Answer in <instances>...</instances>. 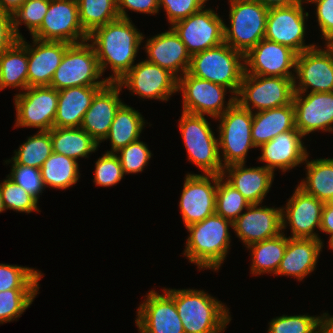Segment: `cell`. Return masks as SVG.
I'll use <instances>...</instances> for the list:
<instances>
[{"label":"cell","instance_id":"obj_32","mask_svg":"<svg viewBox=\"0 0 333 333\" xmlns=\"http://www.w3.org/2000/svg\"><path fill=\"white\" fill-rule=\"evenodd\" d=\"M145 120L138 110L123 103L116 111L114 120L110 126L105 140L110 139L111 150L108 153H116L128 144L140 139L144 129Z\"/></svg>","mask_w":333,"mask_h":333},{"label":"cell","instance_id":"obj_58","mask_svg":"<svg viewBox=\"0 0 333 333\" xmlns=\"http://www.w3.org/2000/svg\"><path fill=\"white\" fill-rule=\"evenodd\" d=\"M329 247V249L333 250V243Z\"/></svg>","mask_w":333,"mask_h":333},{"label":"cell","instance_id":"obj_9","mask_svg":"<svg viewBox=\"0 0 333 333\" xmlns=\"http://www.w3.org/2000/svg\"><path fill=\"white\" fill-rule=\"evenodd\" d=\"M294 93V77L244 73L236 101L254 113L291 104Z\"/></svg>","mask_w":333,"mask_h":333},{"label":"cell","instance_id":"obj_48","mask_svg":"<svg viewBox=\"0 0 333 333\" xmlns=\"http://www.w3.org/2000/svg\"><path fill=\"white\" fill-rule=\"evenodd\" d=\"M208 0H159V8L166 12L169 25L185 19L206 7Z\"/></svg>","mask_w":333,"mask_h":333},{"label":"cell","instance_id":"obj_51","mask_svg":"<svg viewBox=\"0 0 333 333\" xmlns=\"http://www.w3.org/2000/svg\"><path fill=\"white\" fill-rule=\"evenodd\" d=\"M18 38L13 31L12 14L0 11V54L10 48Z\"/></svg>","mask_w":333,"mask_h":333},{"label":"cell","instance_id":"obj_21","mask_svg":"<svg viewBox=\"0 0 333 333\" xmlns=\"http://www.w3.org/2000/svg\"><path fill=\"white\" fill-rule=\"evenodd\" d=\"M295 128L306 135L333 132V92L294 93Z\"/></svg>","mask_w":333,"mask_h":333},{"label":"cell","instance_id":"obj_16","mask_svg":"<svg viewBox=\"0 0 333 333\" xmlns=\"http://www.w3.org/2000/svg\"><path fill=\"white\" fill-rule=\"evenodd\" d=\"M300 4L270 8L268 10L265 39L285 45L297 54L315 47V44L306 45L305 20L308 12H304Z\"/></svg>","mask_w":333,"mask_h":333},{"label":"cell","instance_id":"obj_10","mask_svg":"<svg viewBox=\"0 0 333 333\" xmlns=\"http://www.w3.org/2000/svg\"><path fill=\"white\" fill-rule=\"evenodd\" d=\"M227 90L222 85L192 76L188 72L178 78L177 91L182 92L183 98L182 112L189 114L209 115L217 119L236 101L235 96H230L226 103Z\"/></svg>","mask_w":333,"mask_h":333},{"label":"cell","instance_id":"obj_57","mask_svg":"<svg viewBox=\"0 0 333 333\" xmlns=\"http://www.w3.org/2000/svg\"><path fill=\"white\" fill-rule=\"evenodd\" d=\"M6 211L4 206H3V201H2V197H1V192H0V213Z\"/></svg>","mask_w":333,"mask_h":333},{"label":"cell","instance_id":"obj_52","mask_svg":"<svg viewBox=\"0 0 333 333\" xmlns=\"http://www.w3.org/2000/svg\"><path fill=\"white\" fill-rule=\"evenodd\" d=\"M320 231L330 235L328 246L333 243V202L324 203Z\"/></svg>","mask_w":333,"mask_h":333},{"label":"cell","instance_id":"obj_46","mask_svg":"<svg viewBox=\"0 0 333 333\" xmlns=\"http://www.w3.org/2000/svg\"><path fill=\"white\" fill-rule=\"evenodd\" d=\"M5 162L6 164L13 162L8 177L38 201L42 191L45 189L40 169L16 164L12 159H8Z\"/></svg>","mask_w":333,"mask_h":333},{"label":"cell","instance_id":"obj_35","mask_svg":"<svg viewBox=\"0 0 333 333\" xmlns=\"http://www.w3.org/2000/svg\"><path fill=\"white\" fill-rule=\"evenodd\" d=\"M287 247V236L284 232L278 236L255 242L247 248L251 252V273L261 275L272 273L276 276L277 269L284 256Z\"/></svg>","mask_w":333,"mask_h":333},{"label":"cell","instance_id":"obj_50","mask_svg":"<svg viewBox=\"0 0 333 333\" xmlns=\"http://www.w3.org/2000/svg\"><path fill=\"white\" fill-rule=\"evenodd\" d=\"M126 9L144 14H157L159 12V0H117V12L119 18L130 19Z\"/></svg>","mask_w":333,"mask_h":333},{"label":"cell","instance_id":"obj_18","mask_svg":"<svg viewBox=\"0 0 333 333\" xmlns=\"http://www.w3.org/2000/svg\"><path fill=\"white\" fill-rule=\"evenodd\" d=\"M324 202L315 196L305 193L298 186L288 199L285 207L281 208L282 231L291 228V238L320 239L314 232L321 226V216Z\"/></svg>","mask_w":333,"mask_h":333},{"label":"cell","instance_id":"obj_5","mask_svg":"<svg viewBox=\"0 0 333 333\" xmlns=\"http://www.w3.org/2000/svg\"><path fill=\"white\" fill-rule=\"evenodd\" d=\"M230 27L224 24V43L246 55L265 38L268 8L259 0H229Z\"/></svg>","mask_w":333,"mask_h":333},{"label":"cell","instance_id":"obj_43","mask_svg":"<svg viewBox=\"0 0 333 333\" xmlns=\"http://www.w3.org/2000/svg\"><path fill=\"white\" fill-rule=\"evenodd\" d=\"M0 192L5 210L12 209L13 211L31 213L39 212L37 201L32 195L26 192L20 185L16 184L10 177L7 176L0 183Z\"/></svg>","mask_w":333,"mask_h":333},{"label":"cell","instance_id":"obj_34","mask_svg":"<svg viewBox=\"0 0 333 333\" xmlns=\"http://www.w3.org/2000/svg\"><path fill=\"white\" fill-rule=\"evenodd\" d=\"M306 157V178L297 186L318 200L333 202V158L308 160Z\"/></svg>","mask_w":333,"mask_h":333},{"label":"cell","instance_id":"obj_42","mask_svg":"<svg viewBox=\"0 0 333 333\" xmlns=\"http://www.w3.org/2000/svg\"><path fill=\"white\" fill-rule=\"evenodd\" d=\"M50 0H26L12 13L13 31L18 39L23 36L18 29L24 23L31 36L40 28L49 8Z\"/></svg>","mask_w":333,"mask_h":333},{"label":"cell","instance_id":"obj_12","mask_svg":"<svg viewBox=\"0 0 333 333\" xmlns=\"http://www.w3.org/2000/svg\"><path fill=\"white\" fill-rule=\"evenodd\" d=\"M324 45V49L315 46L297 54L295 93H307L309 87V93L333 92V44Z\"/></svg>","mask_w":333,"mask_h":333},{"label":"cell","instance_id":"obj_56","mask_svg":"<svg viewBox=\"0 0 333 333\" xmlns=\"http://www.w3.org/2000/svg\"><path fill=\"white\" fill-rule=\"evenodd\" d=\"M316 1H318V0H297V2H298V4H300V5H303L304 3H314V2H316Z\"/></svg>","mask_w":333,"mask_h":333},{"label":"cell","instance_id":"obj_6","mask_svg":"<svg viewBox=\"0 0 333 333\" xmlns=\"http://www.w3.org/2000/svg\"><path fill=\"white\" fill-rule=\"evenodd\" d=\"M205 116L182 112L179 130L188 154V160L203 174L222 175L218 138L215 137Z\"/></svg>","mask_w":333,"mask_h":333},{"label":"cell","instance_id":"obj_44","mask_svg":"<svg viewBox=\"0 0 333 333\" xmlns=\"http://www.w3.org/2000/svg\"><path fill=\"white\" fill-rule=\"evenodd\" d=\"M115 154L119 158L124 175L142 172L152 156L147 144L140 139L121 148Z\"/></svg>","mask_w":333,"mask_h":333},{"label":"cell","instance_id":"obj_8","mask_svg":"<svg viewBox=\"0 0 333 333\" xmlns=\"http://www.w3.org/2000/svg\"><path fill=\"white\" fill-rule=\"evenodd\" d=\"M102 78L97 55L89 41L71 44L51 80L50 87L63 90L78 86H105L108 81Z\"/></svg>","mask_w":333,"mask_h":333},{"label":"cell","instance_id":"obj_38","mask_svg":"<svg viewBox=\"0 0 333 333\" xmlns=\"http://www.w3.org/2000/svg\"><path fill=\"white\" fill-rule=\"evenodd\" d=\"M11 158L16 164L40 169L43 162L53 153L49 131H38L29 136Z\"/></svg>","mask_w":333,"mask_h":333},{"label":"cell","instance_id":"obj_14","mask_svg":"<svg viewBox=\"0 0 333 333\" xmlns=\"http://www.w3.org/2000/svg\"><path fill=\"white\" fill-rule=\"evenodd\" d=\"M88 37L79 20L77 0H50L40 28L32 35L39 40L70 44L87 41Z\"/></svg>","mask_w":333,"mask_h":333},{"label":"cell","instance_id":"obj_33","mask_svg":"<svg viewBox=\"0 0 333 333\" xmlns=\"http://www.w3.org/2000/svg\"><path fill=\"white\" fill-rule=\"evenodd\" d=\"M53 152L65 155L77 161L79 157L88 158L89 154L98 149L95 141L81 127L60 128L53 127L50 130Z\"/></svg>","mask_w":333,"mask_h":333},{"label":"cell","instance_id":"obj_22","mask_svg":"<svg viewBox=\"0 0 333 333\" xmlns=\"http://www.w3.org/2000/svg\"><path fill=\"white\" fill-rule=\"evenodd\" d=\"M233 230L246 248L255 242L276 237L282 233L281 208L250 204L233 222Z\"/></svg>","mask_w":333,"mask_h":333},{"label":"cell","instance_id":"obj_55","mask_svg":"<svg viewBox=\"0 0 333 333\" xmlns=\"http://www.w3.org/2000/svg\"><path fill=\"white\" fill-rule=\"evenodd\" d=\"M266 8H277L298 4L297 0H259Z\"/></svg>","mask_w":333,"mask_h":333},{"label":"cell","instance_id":"obj_53","mask_svg":"<svg viewBox=\"0 0 333 333\" xmlns=\"http://www.w3.org/2000/svg\"><path fill=\"white\" fill-rule=\"evenodd\" d=\"M317 333H333V315L323 313L319 317Z\"/></svg>","mask_w":333,"mask_h":333},{"label":"cell","instance_id":"obj_25","mask_svg":"<svg viewBox=\"0 0 333 333\" xmlns=\"http://www.w3.org/2000/svg\"><path fill=\"white\" fill-rule=\"evenodd\" d=\"M144 49L147 61L169 70L177 78L189 70L191 55L171 27L168 31L149 38Z\"/></svg>","mask_w":333,"mask_h":333},{"label":"cell","instance_id":"obj_41","mask_svg":"<svg viewBox=\"0 0 333 333\" xmlns=\"http://www.w3.org/2000/svg\"><path fill=\"white\" fill-rule=\"evenodd\" d=\"M39 289H12L0 292V324L20 318L30 307Z\"/></svg>","mask_w":333,"mask_h":333},{"label":"cell","instance_id":"obj_29","mask_svg":"<svg viewBox=\"0 0 333 333\" xmlns=\"http://www.w3.org/2000/svg\"><path fill=\"white\" fill-rule=\"evenodd\" d=\"M102 87L104 86H78L58 90L54 127H80L93 97Z\"/></svg>","mask_w":333,"mask_h":333},{"label":"cell","instance_id":"obj_49","mask_svg":"<svg viewBox=\"0 0 333 333\" xmlns=\"http://www.w3.org/2000/svg\"><path fill=\"white\" fill-rule=\"evenodd\" d=\"M316 5V17L320 27L321 37L326 44H333V0H318Z\"/></svg>","mask_w":333,"mask_h":333},{"label":"cell","instance_id":"obj_11","mask_svg":"<svg viewBox=\"0 0 333 333\" xmlns=\"http://www.w3.org/2000/svg\"><path fill=\"white\" fill-rule=\"evenodd\" d=\"M24 91L14 97L15 127L51 130L57 112L58 90L50 86H33Z\"/></svg>","mask_w":333,"mask_h":333},{"label":"cell","instance_id":"obj_13","mask_svg":"<svg viewBox=\"0 0 333 333\" xmlns=\"http://www.w3.org/2000/svg\"><path fill=\"white\" fill-rule=\"evenodd\" d=\"M224 21L205 7L170 26L192 56L224 43Z\"/></svg>","mask_w":333,"mask_h":333},{"label":"cell","instance_id":"obj_31","mask_svg":"<svg viewBox=\"0 0 333 333\" xmlns=\"http://www.w3.org/2000/svg\"><path fill=\"white\" fill-rule=\"evenodd\" d=\"M28 87V52L25 38L18 39L0 54V90Z\"/></svg>","mask_w":333,"mask_h":333},{"label":"cell","instance_id":"obj_40","mask_svg":"<svg viewBox=\"0 0 333 333\" xmlns=\"http://www.w3.org/2000/svg\"><path fill=\"white\" fill-rule=\"evenodd\" d=\"M43 276L35 268L0 263V292L12 289H39Z\"/></svg>","mask_w":333,"mask_h":333},{"label":"cell","instance_id":"obj_4","mask_svg":"<svg viewBox=\"0 0 333 333\" xmlns=\"http://www.w3.org/2000/svg\"><path fill=\"white\" fill-rule=\"evenodd\" d=\"M188 73L222 85L236 97L245 73V55L222 43L192 55Z\"/></svg>","mask_w":333,"mask_h":333},{"label":"cell","instance_id":"obj_2","mask_svg":"<svg viewBox=\"0 0 333 333\" xmlns=\"http://www.w3.org/2000/svg\"><path fill=\"white\" fill-rule=\"evenodd\" d=\"M186 228L190 234L185 243L183 256L197 265L198 270L218 271L229 252V228L233 229V223L215 213Z\"/></svg>","mask_w":333,"mask_h":333},{"label":"cell","instance_id":"obj_23","mask_svg":"<svg viewBox=\"0 0 333 333\" xmlns=\"http://www.w3.org/2000/svg\"><path fill=\"white\" fill-rule=\"evenodd\" d=\"M122 88L108 82L93 97L83 117L81 128L100 144L108 135L116 111L124 103L119 97Z\"/></svg>","mask_w":333,"mask_h":333},{"label":"cell","instance_id":"obj_1","mask_svg":"<svg viewBox=\"0 0 333 333\" xmlns=\"http://www.w3.org/2000/svg\"><path fill=\"white\" fill-rule=\"evenodd\" d=\"M144 38L132 20L124 18L108 22L89 34L88 41L95 49L102 75L108 66L113 72L106 78L108 82L116 83L132 68Z\"/></svg>","mask_w":333,"mask_h":333},{"label":"cell","instance_id":"obj_26","mask_svg":"<svg viewBox=\"0 0 333 333\" xmlns=\"http://www.w3.org/2000/svg\"><path fill=\"white\" fill-rule=\"evenodd\" d=\"M33 45L26 42L28 52V87L50 86L54 72L60 65L70 43L44 41L32 38ZM37 45V46H36Z\"/></svg>","mask_w":333,"mask_h":333},{"label":"cell","instance_id":"obj_28","mask_svg":"<svg viewBox=\"0 0 333 333\" xmlns=\"http://www.w3.org/2000/svg\"><path fill=\"white\" fill-rule=\"evenodd\" d=\"M323 246L320 239L287 237V247L276 275L292 276L302 281L315 270Z\"/></svg>","mask_w":333,"mask_h":333},{"label":"cell","instance_id":"obj_3","mask_svg":"<svg viewBox=\"0 0 333 333\" xmlns=\"http://www.w3.org/2000/svg\"><path fill=\"white\" fill-rule=\"evenodd\" d=\"M164 290L175 301L185 333H221L232 320L229 308L204 290Z\"/></svg>","mask_w":333,"mask_h":333},{"label":"cell","instance_id":"obj_30","mask_svg":"<svg viewBox=\"0 0 333 333\" xmlns=\"http://www.w3.org/2000/svg\"><path fill=\"white\" fill-rule=\"evenodd\" d=\"M295 129L293 102L283 107L253 113L251 135L256 148L281 133Z\"/></svg>","mask_w":333,"mask_h":333},{"label":"cell","instance_id":"obj_39","mask_svg":"<svg viewBox=\"0 0 333 333\" xmlns=\"http://www.w3.org/2000/svg\"><path fill=\"white\" fill-rule=\"evenodd\" d=\"M249 206V201L221 175H218L215 213L233 223Z\"/></svg>","mask_w":333,"mask_h":333},{"label":"cell","instance_id":"obj_54","mask_svg":"<svg viewBox=\"0 0 333 333\" xmlns=\"http://www.w3.org/2000/svg\"><path fill=\"white\" fill-rule=\"evenodd\" d=\"M26 0H0V11L14 13Z\"/></svg>","mask_w":333,"mask_h":333},{"label":"cell","instance_id":"obj_36","mask_svg":"<svg viewBox=\"0 0 333 333\" xmlns=\"http://www.w3.org/2000/svg\"><path fill=\"white\" fill-rule=\"evenodd\" d=\"M40 173L45 188L69 189L80 178L78 162L54 152L43 162Z\"/></svg>","mask_w":333,"mask_h":333},{"label":"cell","instance_id":"obj_45","mask_svg":"<svg viewBox=\"0 0 333 333\" xmlns=\"http://www.w3.org/2000/svg\"><path fill=\"white\" fill-rule=\"evenodd\" d=\"M320 316L282 315L273 318L268 324L267 333H317Z\"/></svg>","mask_w":333,"mask_h":333},{"label":"cell","instance_id":"obj_17","mask_svg":"<svg viewBox=\"0 0 333 333\" xmlns=\"http://www.w3.org/2000/svg\"><path fill=\"white\" fill-rule=\"evenodd\" d=\"M218 175L186 174L179 207L185 227L215 214Z\"/></svg>","mask_w":333,"mask_h":333},{"label":"cell","instance_id":"obj_7","mask_svg":"<svg viewBox=\"0 0 333 333\" xmlns=\"http://www.w3.org/2000/svg\"><path fill=\"white\" fill-rule=\"evenodd\" d=\"M217 120L220 122L218 146L223 168L246 163L249 149L256 148L251 135L253 113L235 101Z\"/></svg>","mask_w":333,"mask_h":333},{"label":"cell","instance_id":"obj_19","mask_svg":"<svg viewBox=\"0 0 333 333\" xmlns=\"http://www.w3.org/2000/svg\"><path fill=\"white\" fill-rule=\"evenodd\" d=\"M163 292L149 291L139 305L135 320L139 333H185L174 299Z\"/></svg>","mask_w":333,"mask_h":333},{"label":"cell","instance_id":"obj_24","mask_svg":"<svg viewBox=\"0 0 333 333\" xmlns=\"http://www.w3.org/2000/svg\"><path fill=\"white\" fill-rule=\"evenodd\" d=\"M302 138L305 137L298 129L281 133L259 147L262 154L258 160L273 172L276 169H281L282 172L289 171L304 163L309 154Z\"/></svg>","mask_w":333,"mask_h":333},{"label":"cell","instance_id":"obj_47","mask_svg":"<svg viewBox=\"0 0 333 333\" xmlns=\"http://www.w3.org/2000/svg\"><path fill=\"white\" fill-rule=\"evenodd\" d=\"M123 176V169L117 154L105 152L96 161L93 182L97 186H115L123 179Z\"/></svg>","mask_w":333,"mask_h":333},{"label":"cell","instance_id":"obj_20","mask_svg":"<svg viewBox=\"0 0 333 333\" xmlns=\"http://www.w3.org/2000/svg\"><path fill=\"white\" fill-rule=\"evenodd\" d=\"M296 57L297 53L291 48L264 38L245 55V73L295 77L292 71L295 72Z\"/></svg>","mask_w":333,"mask_h":333},{"label":"cell","instance_id":"obj_37","mask_svg":"<svg viewBox=\"0 0 333 333\" xmlns=\"http://www.w3.org/2000/svg\"><path fill=\"white\" fill-rule=\"evenodd\" d=\"M77 4L81 26L88 35L119 18L117 0H77Z\"/></svg>","mask_w":333,"mask_h":333},{"label":"cell","instance_id":"obj_15","mask_svg":"<svg viewBox=\"0 0 333 333\" xmlns=\"http://www.w3.org/2000/svg\"><path fill=\"white\" fill-rule=\"evenodd\" d=\"M116 83L144 99L168 101L173 93L178 92V78L146 59L133 65Z\"/></svg>","mask_w":333,"mask_h":333},{"label":"cell","instance_id":"obj_27","mask_svg":"<svg viewBox=\"0 0 333 333\" xmlns=\"http://www.w3.org/2000/svg\"><path fill=\"white\" fill-rule=\"evenodd\" d=\"M238 163L223 168L222 177L250 204H262L274 181V172L264 166L246 168Z\"/></svg>","mask_w":333,"mask_h":333}]
</instances>
